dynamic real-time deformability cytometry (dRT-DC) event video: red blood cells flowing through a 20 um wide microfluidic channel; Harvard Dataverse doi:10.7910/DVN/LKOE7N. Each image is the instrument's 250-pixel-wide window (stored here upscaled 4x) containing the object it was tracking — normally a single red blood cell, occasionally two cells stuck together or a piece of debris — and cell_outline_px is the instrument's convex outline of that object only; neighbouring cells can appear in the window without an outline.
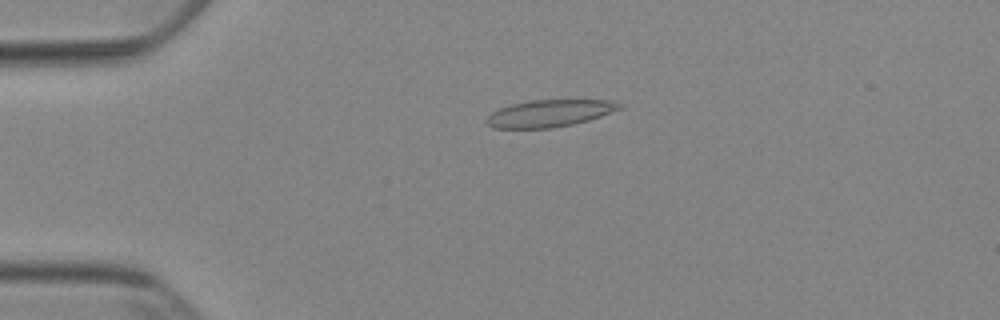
{"species": "Egyptian fruit bat (a non-hibernating species)", "species_latin": "Rousettus aegyptiacus", "temperature_condition": "cold", "stored_images_in_passage": 53, "camera_frame_rate_fps": 3000, "um_per_image_px": 0.085, "animal": {"sex": "female"}, "frame": {"image": 1, "passage_image": 13, "time_ms": 4.0, "image_size_px": [1000, 320], "cell_outline_px": [[624, 108], [588, 120], [572, 124], [552, 128], [492, 128], [484, 120], [492, 112], [500, 108], [512, 104], [528, 100], [612, 100], [624, 104]], "centroid_in_image_um": [46.74, 9.62], "position_along_channel_um": 38.3, "area_um2": 21.04}}
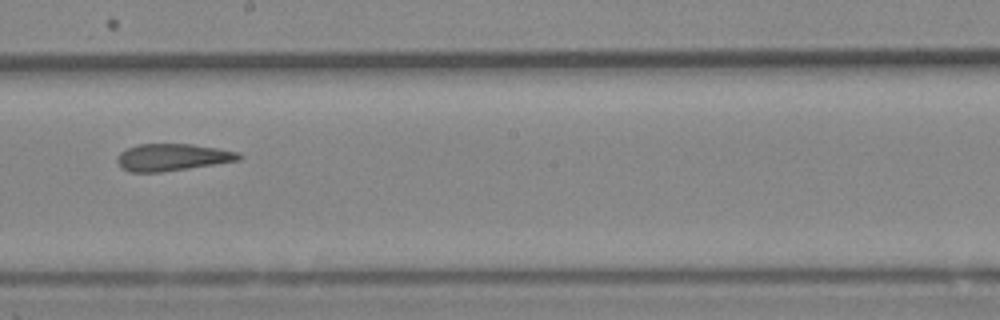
{"frame": {"image": 2, "passage_image": 31, "time_ms": 10.0, "image_size_px": [1000, 320], "cell_outline_px": [[244, 156], [240, 160], [188, 168], [160, 172], [128, 172], [120, 168], [116, 160], [116, 156], [120, 152], [136, 144], [192, 144], [240, 152]], "centroid_in_image_um": [14.62, 13.37], "position_along_channel_um": 233.6, "area_um2": 19.31}}
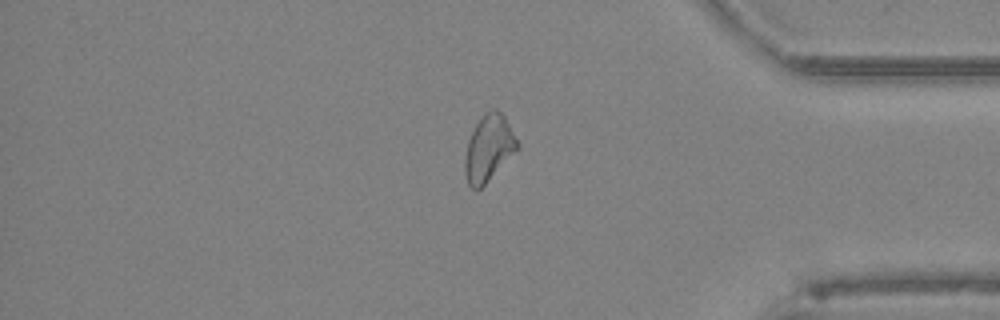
{"frame": {"image": 3, "passage_image": 45, "time_ms": 14.667, "image_size_px": [1000, 320], "cell_outline_px": [[520, 148], [480, 188], [472, 188], [468, 184], [464, 172], [464, 160], [468, 140], [476, 124], [484, 112], [492, 108], [496, 108], [504, 116], [520, 144]], "centroid_in_image_um": [41.55, 12.57], "position_along_channel_um": 393.7, "area_um2": 20.17}, "authors_computed_cell_mechanics": {"area_um2": 20.9236, "velocity_mm_per_s": 3.8715, "shape_relaxation_time_tau1_ms": null, "shape_relaxation_time_tau2_ms": 3.1725, "deformation_change_tau1": null, "deformation_change_tau2": 0.1283}}